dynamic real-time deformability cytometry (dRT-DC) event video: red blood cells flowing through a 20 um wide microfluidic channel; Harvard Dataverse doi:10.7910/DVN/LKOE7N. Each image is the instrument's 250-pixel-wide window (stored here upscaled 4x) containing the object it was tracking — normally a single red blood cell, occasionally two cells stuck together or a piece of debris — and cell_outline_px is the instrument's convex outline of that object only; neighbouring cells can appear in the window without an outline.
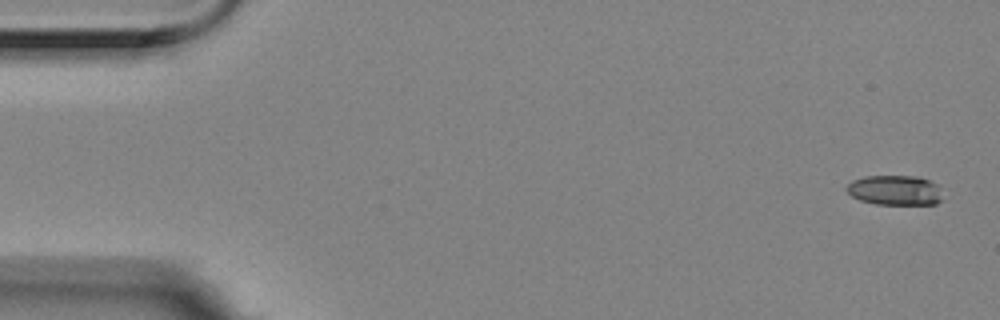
{"species": "Egyptian fruit bat (a non-hibernating species)", "species_latin": "Rousettus aegyptiacus", "temperature_condition": "room temperature", "stored_images_in_passage": 16, "segment_of_instrument_passage": [1, 2], "camera_frame_rate_fps": 3000, "um_per_image_px": 0.085, "animal": {"sex": "female"}, "frame": {"image": 1, "passage_image": 1, "time_ms": 0.0, "image_size_px": [1000, 320], "cell_outline_px": [[944, 200], [936, 204], [876, 204], [860, 200], [852, 196], [844, 188], [852, 180], [864, 176], [920, 176], [936, 184]], "centroid_in_image_um": [76.06, 16.17], "position_along_channel_um": 8.9, "area_um2": 16.82}}
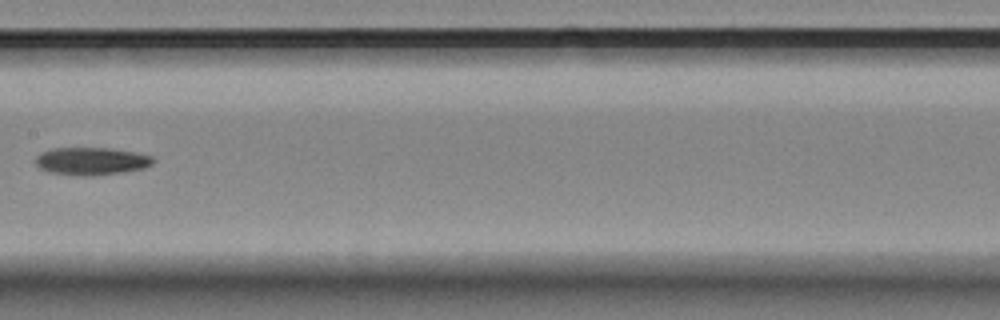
{"frame": {"image": 2, "passage_image": 8, "time_ms": 2.333, "image_size_px": [1000, 320], "cell_outline_px": [[156, 160], [152, 164], [144, 168], [96, 176], [76, 176], [48, 172], [40, 168], [36, 164], [36, 156], [40, 152], [52, 148], [108, 148], [136, 152], [152, 156]], "centroid_in_image_um": [7.75, 13.7], "position_along_channel_um": 199.6, "area_um2": 19.13}}
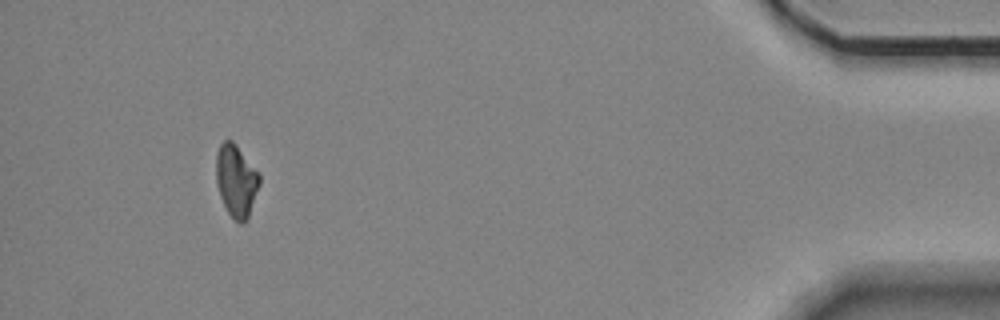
{"frame": {"image": 3, "passage_image": 14, "time_ms": 4.333, "image_size_px": [1000, 320], "cell_outline_px": [[260, 184], [248, 220], [244, 224], [240, 224], [228, 212], [220, 196], [216, 180], [216, 152], [220, 144], [224, 140], [232, 140], [236, 144], [260, 176]], "centroid_in_image_um": [20.08, 15.37], "position_along_channel_um": 415.1, "area_um2": 18.21}}